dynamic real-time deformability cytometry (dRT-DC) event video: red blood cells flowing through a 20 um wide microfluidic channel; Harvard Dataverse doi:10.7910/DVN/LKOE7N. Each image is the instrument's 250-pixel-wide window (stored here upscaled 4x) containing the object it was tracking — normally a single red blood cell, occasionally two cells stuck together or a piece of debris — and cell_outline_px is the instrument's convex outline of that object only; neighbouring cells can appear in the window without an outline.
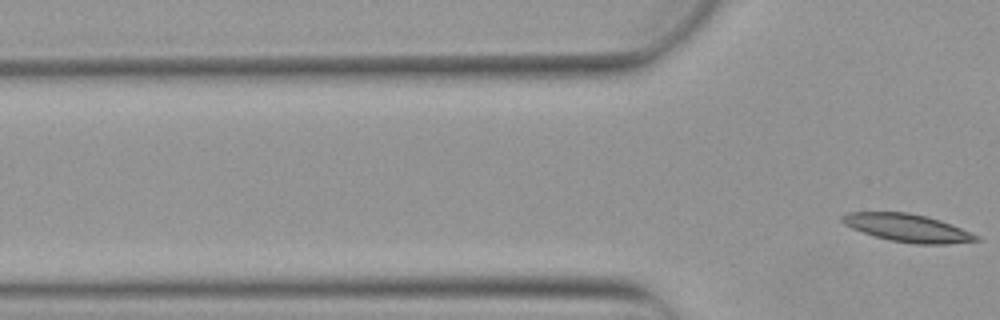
{"species": "Egyptian fruit bat (a non-hibernating species)", "species_latin": "Rousettus aegyptiacus", "temperature_condition": "warm", "stored_images_in_passage": 2, "camera_frame_rate_fps": 3000, "um_per_image_px": 0.085, "animal": {"sex": "female"}, "frame": {"image": 1, "passage_image": 2, "time_ms": 0.333, "image_size_px": [1000, 320], "cell_outline_px": [[980, 240], [944, 244], [916, 244], [892, 240], [876, 236], [852, 228], [844, 224], [840, 220], [840, 216], [848, 212], [908, 212], [928, 216], [940, 220], [980, 236]], "centroid_in_image_um": [77.13, 19.36], "position_along_channel_um": 48.7, "area_um2": 21.5}}